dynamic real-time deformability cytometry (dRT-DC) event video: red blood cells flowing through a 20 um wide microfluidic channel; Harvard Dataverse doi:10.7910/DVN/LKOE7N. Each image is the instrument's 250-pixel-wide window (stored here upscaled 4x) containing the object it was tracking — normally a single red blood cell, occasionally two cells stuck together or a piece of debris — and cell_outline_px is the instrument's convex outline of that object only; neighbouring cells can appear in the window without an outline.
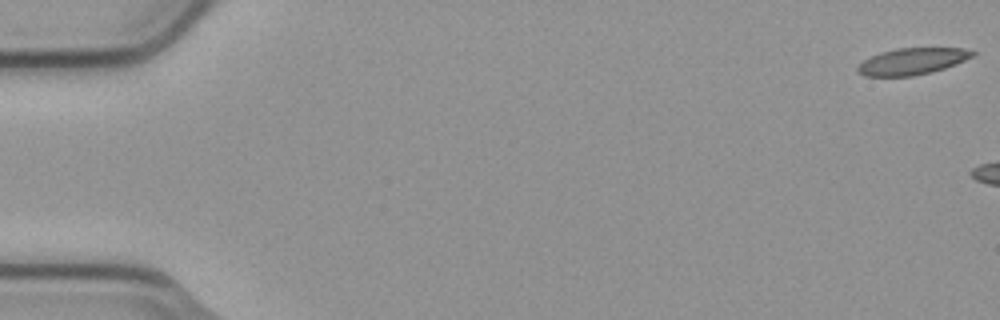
{"species": "common noctule bat (a hibernating species)", "species_latin": "Nyctalus noctula", "temperature_condition": "cold", "stored_images_in_passage": 14, "camera_frame_rate_fps": 3000, "um_per_image_px": 0.085, "animal": {"sex": "male", "body_mass_g": 23.1, "forearm_length_mm": 52.7}, "frame": {"image": 1, "passage_image": 1, "time_ms": 0.0, "image_size_px": [1000, 320], "cell_outline_px": [[976, 52], [972, 56], [956, 64], [944, 68], [912, 76], [864, 76], [856, 72], [856, 68], [864, 60], [880, 52], [896, 48], [964, 48]], "centroid_in_image_um": [77.5, 5.21], "position_along_channel_um": 7.5, "area_um2": 17.63}}